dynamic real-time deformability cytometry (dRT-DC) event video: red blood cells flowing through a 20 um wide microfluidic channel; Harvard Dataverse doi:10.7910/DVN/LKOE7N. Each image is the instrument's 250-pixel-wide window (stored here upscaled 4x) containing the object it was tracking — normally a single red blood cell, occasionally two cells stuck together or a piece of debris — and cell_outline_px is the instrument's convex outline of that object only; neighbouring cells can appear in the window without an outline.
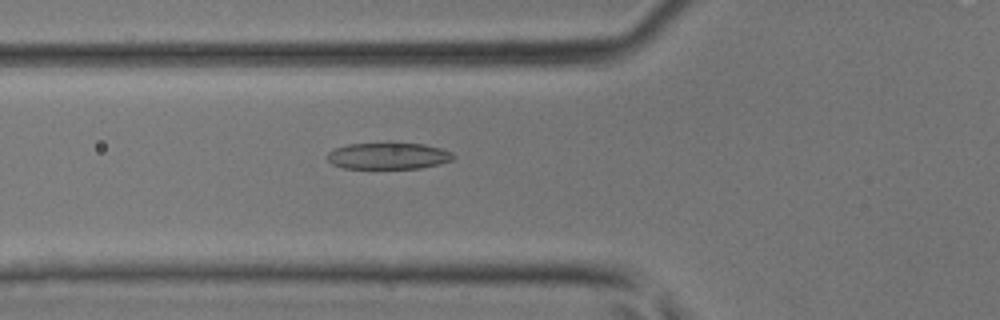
{"species": "common noctule bat (a hibernating species)", "species_latin": "Nyctalus noctula", "temperature_condition": "room temperature", "stored_images_in_passage": 45, "camera_frame_rate_fps": 3000, "um_per_image_px": 0.085, "animal": {"sex": "male", "body_mass_g": 17.9, "forearm_length_mm": 54.2}, "frame": {"image": 1, "passage_image": 17, "time_ms": 5.333, "image_size_px": [1000, 320], "cell_outline_px": [[456, 156], [452, 160], [420, 168], [344, 168], [332, 164], [324, 156], [328, 152], [336, 148], [348, 144], [388, 140], [392, 140], [424, 144], [440, 148], [452, 152]], "centroid_in_image_um": [32.98, 13.2], "position_along_channel_um": 92.8, "area_um2": 20.35}}
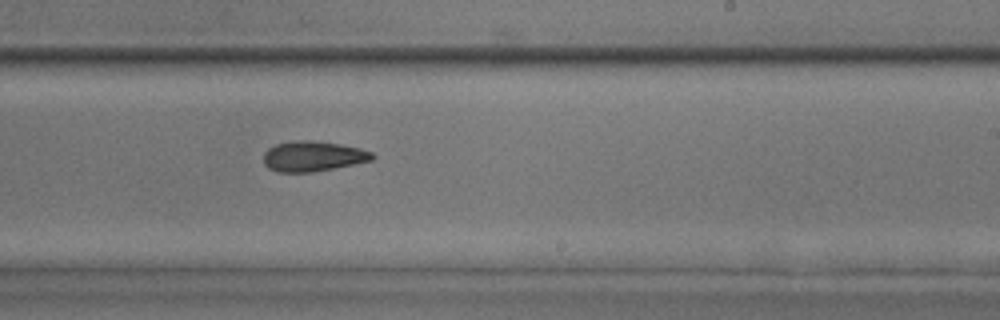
{"frame": {"image": 2, "passage_image": 28, "time_ms": 9.0, "image_size_px": [1000, 320], "cell_outline_px": [[376, 156], [372, 160], [312, 172], [276, 172], [268, 168], [264, 164], [264, 152], [268, 148], [276, 144], [300, 140], [312, 140], [340, 144], [360, 148], [372, 152]], "centroid_in_image_um": [26.58, 13.28], "position_along_channel_um": 262.4, "area_um2": 19.07}}
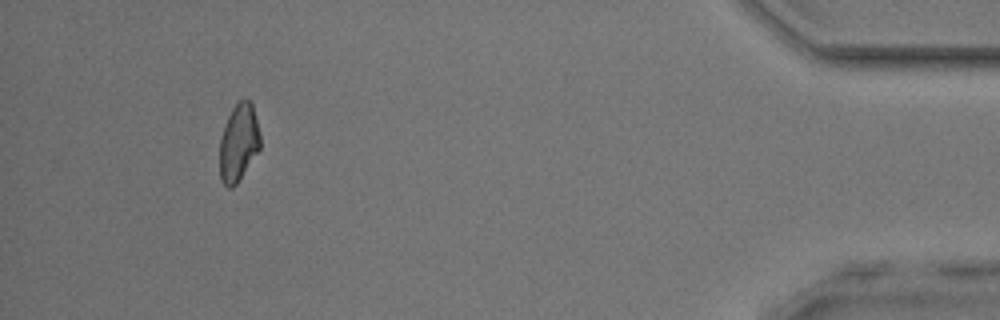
{"frame": {"image": 3, "passage_image": 42, "time_ms": 13.667, "image_size_px": [1000, 320], "cell_outline_px": [[260, 148], [236, 184], [232, 188], [228, 188], [220, 180], [220, 140], [228, 116], [232, 108], [240, 100], [248, 100], [252, 104], [260, 136]], "centroid_in_image_um": [20.27, 12.15], "position_along_channel_um": 414.9, "area_um2": 17.92}}